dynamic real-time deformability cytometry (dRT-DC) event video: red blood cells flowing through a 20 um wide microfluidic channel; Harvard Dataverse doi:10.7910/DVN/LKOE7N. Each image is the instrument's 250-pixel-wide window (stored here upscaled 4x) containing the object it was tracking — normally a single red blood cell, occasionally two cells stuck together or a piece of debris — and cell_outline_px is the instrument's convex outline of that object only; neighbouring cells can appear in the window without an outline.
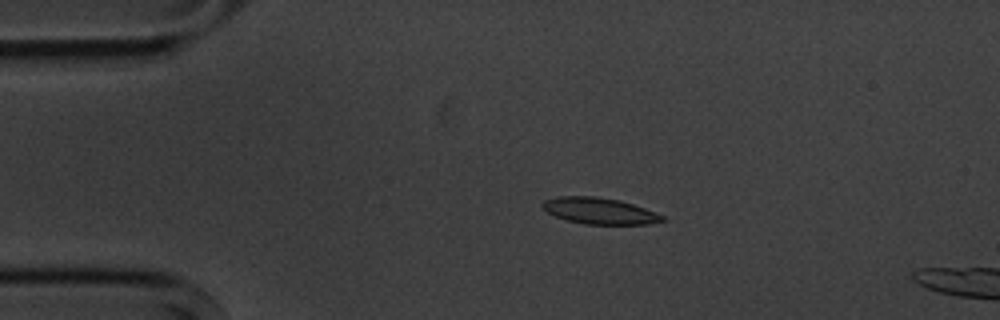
{"species": "common noctule bat (a hibernating species)", "species_latin": "Nyctalus noctula", "temperature_condition": "cold", "stored_images_in_passage": 3, "camera_frame_rate_fps": 3000, "um_per_image_px": 0.085, "animal": {"sex": "male", "body_mass_g": 20.1, "forearm_length_mm": 53.5}, "frame": {"image": 1, "passage_image": 1, "time_ms": 0.0, "image_size_px": [1000, 320], "cell_outline_px": [[668, 220], [648, 224], [584, 224], [568, 220], [556, 216], [548, 212], [540, 204], [544, 200], [560, 196], [596, 196], [620, 200], [644, 208], [664, 216]], "centroid_in_image_um": [50.97, 17.92], "position_along_channel_um": 34.0, "area_um2": 18.26}}